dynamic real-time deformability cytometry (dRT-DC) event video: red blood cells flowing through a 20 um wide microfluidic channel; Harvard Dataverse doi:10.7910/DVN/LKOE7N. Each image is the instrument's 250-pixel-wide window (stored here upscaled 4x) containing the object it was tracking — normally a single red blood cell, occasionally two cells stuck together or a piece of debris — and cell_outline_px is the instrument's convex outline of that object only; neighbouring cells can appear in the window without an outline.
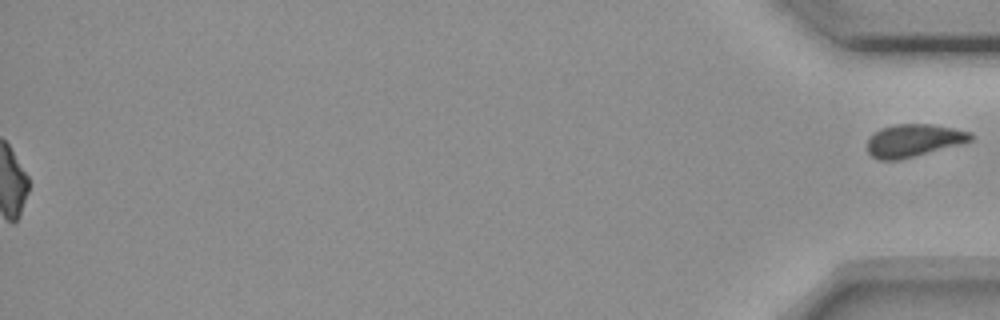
{"species": "common noctule bat (a hibernating species)", "species_latin": "Nyctalus noctula", "temperature_condition": "room temperature", "stored_images_in_passage": 55, "segment_of_instrument_passage": [2, 2], "camera_frame_rate_fps": 3000, "um_per_image_px": 0.085, "animal": {"sex": "female", "body_mass_g": 18.4}, "frame": {"image": 1, "passage_image": 55, "time_ms": 18.0, "image_size_px": [1000, 320], "cell_outline_px": [[972, 140], [960, 144], [896, 160], [880, 160], [872, 156], [868, 152], [868, 140], [880, 128], [896, 124], [932, 124], [972, 132]], "centroid_in_image_um": [77.66, 11.92], "position_along_channel_um": 357.5, "area_um2": 19.25}}